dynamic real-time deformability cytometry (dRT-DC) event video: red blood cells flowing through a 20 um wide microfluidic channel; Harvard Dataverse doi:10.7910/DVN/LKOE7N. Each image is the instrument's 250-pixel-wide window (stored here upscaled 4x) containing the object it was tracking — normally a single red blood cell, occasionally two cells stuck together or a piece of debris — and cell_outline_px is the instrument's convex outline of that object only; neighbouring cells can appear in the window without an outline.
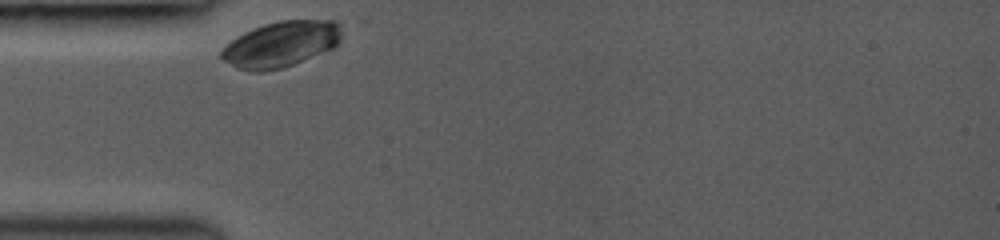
{"species": "common noctule bat (a hibernating species)", "species_latin": "Nyctalus noctula", "temperature_condition": "room temperature", "stored_images_in_passage": 18, "camera_frame_rate_fps": 3000, "um_per_image_px": 0.085, "animal": {"sex": "female", "body_mass_g": 19.0, "forearm_length_mm": 53.3}, "frame": {"image": 1, "passage_image": 1, "time_ms": 0.0, "image_size_px": [1000, 240], "cell_outline_px": [[340, 40], [332, 48], [292, 64], [280, 68], [264, 72], [252, 72], [236, 68], [224, 60], [220, 56], [220, 52], [236, 36], [252, 28], [264, 24], [280, 20], [336, 20], [340, 24]], "centroid_in_image_um": [23.85, 3.75], "position_along_channel_um": 61.1, "area_um2": 31.79}}